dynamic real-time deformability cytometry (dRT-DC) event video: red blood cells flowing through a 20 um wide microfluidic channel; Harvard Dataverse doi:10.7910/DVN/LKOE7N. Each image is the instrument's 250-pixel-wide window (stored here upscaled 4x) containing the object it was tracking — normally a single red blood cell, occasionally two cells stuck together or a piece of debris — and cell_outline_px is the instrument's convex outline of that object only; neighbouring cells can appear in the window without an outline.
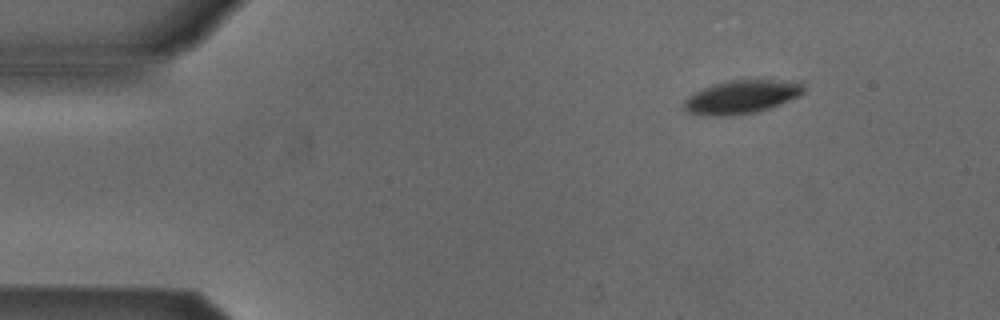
{"species": "Egyptian fruit bat (a non-hibernating species)", "species_latin": "Rousettus aegyptiacus", "temperature_condition": "cold", "stored_images_in_passage": 4, "camera_frame_rate_fps": 3000, "um_per_image_px": 0.085, "animal": {"sex": "male"}, "frame": {"image": 1, "passage_image": 1, "time_ms": 0.0, "image_size_px": [1000, 320], "cell_outline_px": [[804, 92], [800, 96], [780, 104], [756, 112], [724, 116], [704, 116], [688, 112], [684, 108], [684, 100], [688, 96], [712, 84], [728, 80], [800, 80], [804, 88]], "centroid_in_image_um": [63.06, 8.23], "position_along_channel_um": 21.9, "area_um2": 23.41}}